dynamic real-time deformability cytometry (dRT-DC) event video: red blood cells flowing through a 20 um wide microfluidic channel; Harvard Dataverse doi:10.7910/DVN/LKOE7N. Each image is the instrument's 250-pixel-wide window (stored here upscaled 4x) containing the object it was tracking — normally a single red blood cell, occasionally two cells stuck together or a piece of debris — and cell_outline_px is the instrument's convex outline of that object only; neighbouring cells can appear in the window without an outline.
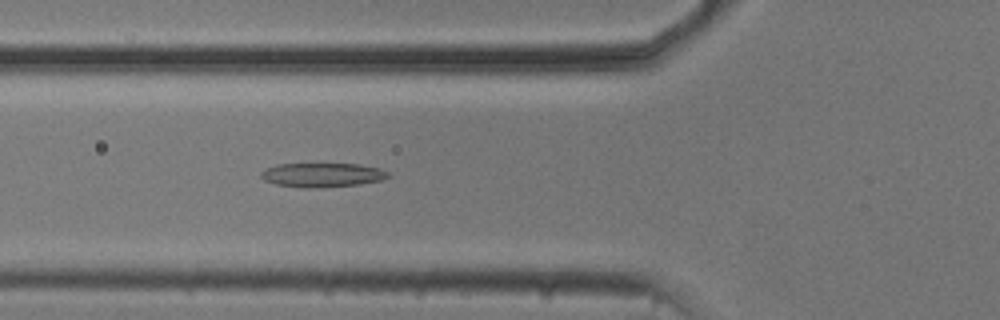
{"species": "common noctule bat (a hibernating species)", "species_latin": "Nyctalus noctula", "temperature_condition": "cold", "stored_images_in_passage": 41, "camera_frame_rate_fps": 3000, "um_per_image_px": 0.085, "animal": {"sex": "male", "body_mass_g": 20.5, "forearm_length_mm": 52.5}, "frame": {"image": 1, "passage_image": 7, "time_ms": 2.0, "image_size_px": [1000, 320], "cell_outline_px": [[392, 176], [380, 180], [360, 184], [320, 188], [304, 188], [276, 184], [264, 180], [260, 176], [260, 172], [276, 164], [360, 164], [380, 168], [388, 172]], "centroid_in_image_um": [27.41, 14.87], "position_along_channel_um": 98.4, "area_um2": 17.98}}
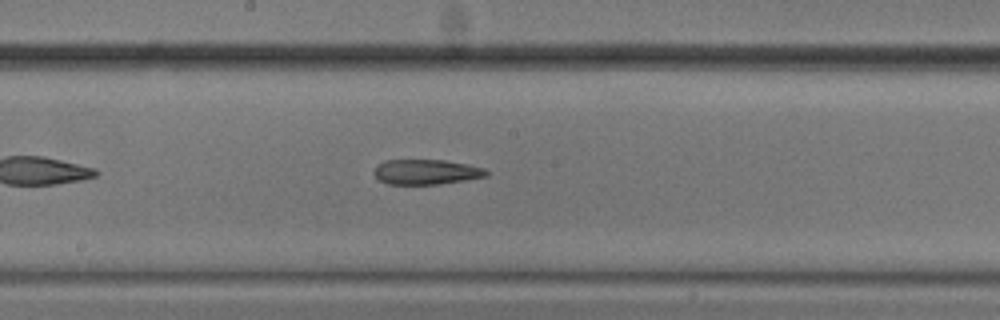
{"frame": {"image": 2, "passage_image": 16, "time_ms": 5.0, "image_size_px": [1000, 320], "cell_outline_px": [[488, 176], [440, 184], [388, 184], [380, 180], [376, 176], [376, 164], [384, 160], [444, 160], [468, 164], [484, 168], [488, 172]], "centroid_in_image_um": [36.25, 14.61], "position_along_channel_um": 212.0, "area_um2": 16.3}}
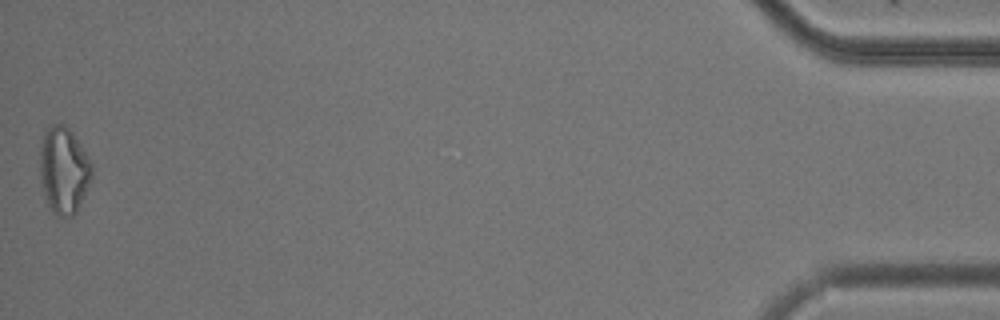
{"frame": {"image": 3, "passage_image": 41, "time_ms": 13.333, "image_size_px": [1000, 320], "cell_outline_px": [[92, 176], [76, 212], [72, 216], [60, 216], [52, 212], [44, 196], [40, 180], [40, 152], [44, 132], [48, 124], [64, 124], [72, 132], [80, 144], [92, 164]], "centroid_in_image_um": [5.4, 14.45], "position_along_channel_um": 429.8, "area_um2": 26.07}, "authors_computed_cell_mechanics": {"area_um2": 17.9758, "velocity_mm_per_s": 3.7591, "shape_relaxation_time_tau1_ms": null, "shape_relaxation_time_tau2_ms": 8.5834, "deformation_change_tau1": null, "deformation_change_tau2": 0.2141}}